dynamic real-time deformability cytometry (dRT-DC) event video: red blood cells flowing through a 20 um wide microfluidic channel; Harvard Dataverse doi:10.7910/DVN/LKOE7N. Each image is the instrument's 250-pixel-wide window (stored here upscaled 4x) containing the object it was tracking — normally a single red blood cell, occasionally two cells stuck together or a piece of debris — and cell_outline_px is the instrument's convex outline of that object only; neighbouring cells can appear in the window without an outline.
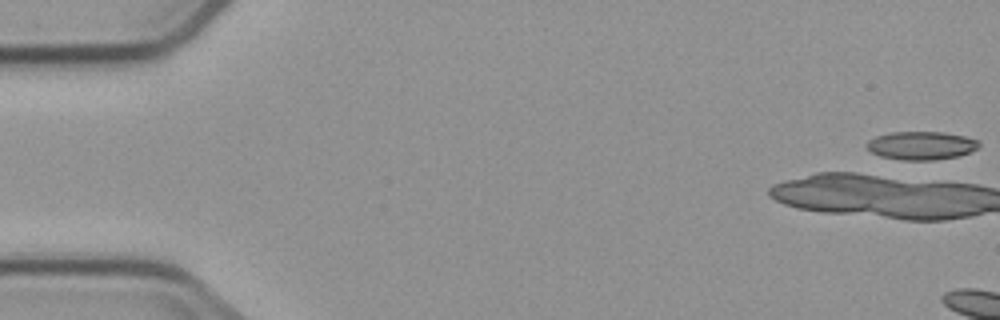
{"species": "common noctule bat (a hibernating species)", "species_latin": "Nyctalus noctula", "temperature_condition": "cold", "stored_images_in_passage": 1, "camera_frame_rate_fps": 3000, "um_per_image_px": 0.085, "animal": {"sex": "male", "body_mass_g": 23.1, "forearm_length_mm": 52.7}, "frame": {"image": 1, "passage_image": 1, "time_ms": 0.0, "image_size_px": [1000, 320], "cell_outline_px": [[980, 144], [976, 148], [960, 156], [936, 160], [900, 160], [880, 156], [872, 152], [864, 144], [868, 140], [876, 136], [892, 132], [944, 132], [964, 136], [980, 140]], "centroid_in_image_um": [78.3, 12.37], "position_along_channel_um": 6.7, "area_um2": 18.61}}